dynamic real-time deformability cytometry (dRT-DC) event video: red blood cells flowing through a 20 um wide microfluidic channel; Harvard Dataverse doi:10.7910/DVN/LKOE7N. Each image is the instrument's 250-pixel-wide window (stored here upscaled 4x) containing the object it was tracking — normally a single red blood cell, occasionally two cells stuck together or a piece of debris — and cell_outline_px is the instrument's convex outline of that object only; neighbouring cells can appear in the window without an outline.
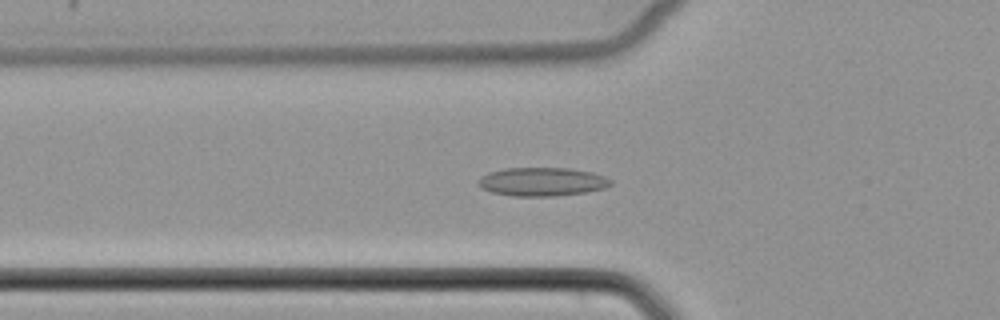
{"species": "common noctule bat (a hibernating species)", "species_latin": "Nyctalus noctula", "temperature_condition": "cold", "stored_images_in_passage": 51, "camera_frame_rate_fps": 3000, "um_per_image_px": 0.085, "animal": {"sex": "female", "body_mass_g": 22.7, "forearm_length_mm": 54.2}, "frame": {"image": 1, "passage_image": 18, "time_ms": 5.667, "image_size_px": [1000, 320], "cell_outline_px": [[612, 184], [604, 188], [588, 192], [556, 196], [512, 196], [492, 192], [480, 188], [480, 176], [488, 172], [504, 168], [568, 168], [592, 172], [604, 176], [612, 180]], "centroid_in_image_um": [46.09, 15.45], "position_along_channel_um": 79.7, "area_um2": 22.14}}
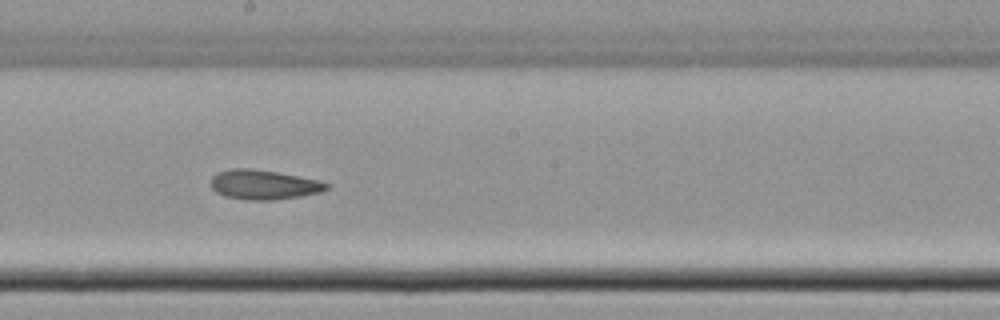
{"frame": {"image": 2, "passage_image": 29, "time_ms": 9.333, "image_size_px": [1000, 320], "cell_outline_px": [[332, 184], [328, 188], [320, 192], [300, 196], [272, 200], [248, 200], [224, 196], [216, 192], [208, 184], [208, 180], [216, 172], [232, 168], [252, 168], [276, 172], [320, 180]], "centroid_in_image_um": [22.37, 15.69], "position_along_channel_um": 225.8, "area_um2": 20.23}}
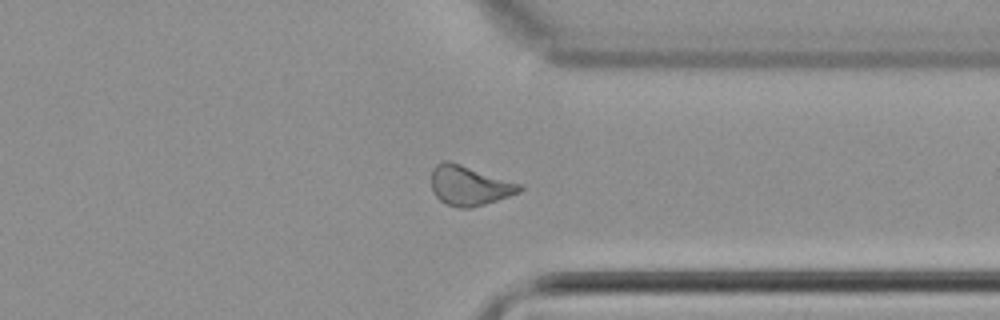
{"frame": {"image": 3, "passage_image": 40, "time_ms": 13.0, "image_size_px": [1000, 320], "cell_outline_px": [[524, 188], [520, 192], [472, 208], [460, 208], [444, 204], [432, 192], [432, 168], [436, 164], [444, 160], [448, 160], [524, 184]], "centroid_in_image_um": [39.9, 15.77], "position_along_channel_um": 371.5, "area_um2": 20.63}}